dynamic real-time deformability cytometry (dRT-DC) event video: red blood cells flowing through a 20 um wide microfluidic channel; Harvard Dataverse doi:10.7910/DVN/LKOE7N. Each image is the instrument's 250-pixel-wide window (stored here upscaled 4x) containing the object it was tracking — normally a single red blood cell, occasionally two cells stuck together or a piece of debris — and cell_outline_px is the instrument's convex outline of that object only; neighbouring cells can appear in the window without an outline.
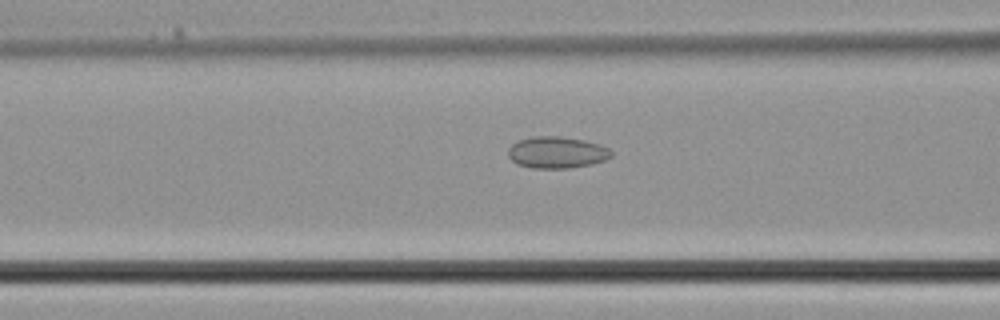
{"species": "common noctule bat (a hibernating species)", "species_latin": "Nyctalus noctula", "temperature_condition": "cold", "stored_images_in_passage": 24, "camera_frame_rate_fps": 3000, "um_per_image_px": 0.085, "animal": {"sex": "male", "body_mass_g": 21.5, "forearm_length_mm": 52.0}, "frame": {"image": 1, "passage_image": 4, "time_ms": 1.0, "image_size_px": [1000, 320], "cell_outline_px": [[612, 156], [604, 160], [592, 164], [568, 168], [532, 168], [516, 164], [508, 156], [508, 148], [516, 140], [532, 136], [560, 136], [584, 140], [600, 144], [608, 148], [612, 152]], "centroid_in_image_um": [47.3, 12.95], "position_along_channel_um": 119.3, "area_um2": 19.19}}
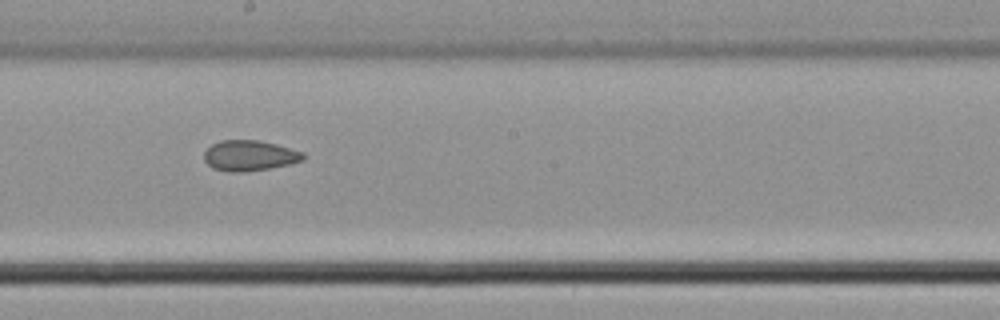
{"frame": {"image": 2, "passage_image": 10, "time_ms": 3.0, "image_size_px": [1000, 320], "cell_outline_px": [[304, 160], [292, 164], [244, 172], [228, 172], [212, 168], [204, 160], [204, 152], [212, 144], [220, 140], [260, 140], [276, 144], [304, 152]], "centroid_in_image_um": [21.21, 13.22], "position_along_channel_um": 227.0, "area_um2": 17.74}}
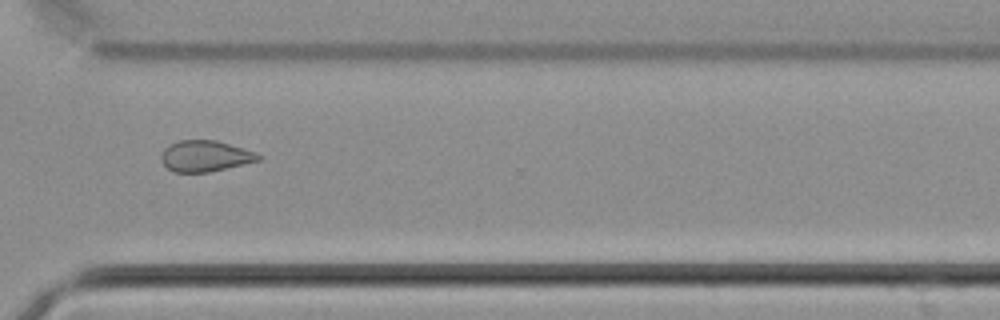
{"frame": {"image": 3, "passage_image": 17, "time_ms": 5.333, "image_size_px": [1000, 320], "cell_outline_px": [[264, 156], [260, 160], [208, 172], [176, 172], [168, 168], [160, 160], [160, 156], [164, 148], [168, 144], [180, 140], [216, 140], [244, 148], [256, 152]], "centroid_in_image_um": [17.44, 13.25], "position_along_channel_um": 353.2, "area_um2": 17.63}}